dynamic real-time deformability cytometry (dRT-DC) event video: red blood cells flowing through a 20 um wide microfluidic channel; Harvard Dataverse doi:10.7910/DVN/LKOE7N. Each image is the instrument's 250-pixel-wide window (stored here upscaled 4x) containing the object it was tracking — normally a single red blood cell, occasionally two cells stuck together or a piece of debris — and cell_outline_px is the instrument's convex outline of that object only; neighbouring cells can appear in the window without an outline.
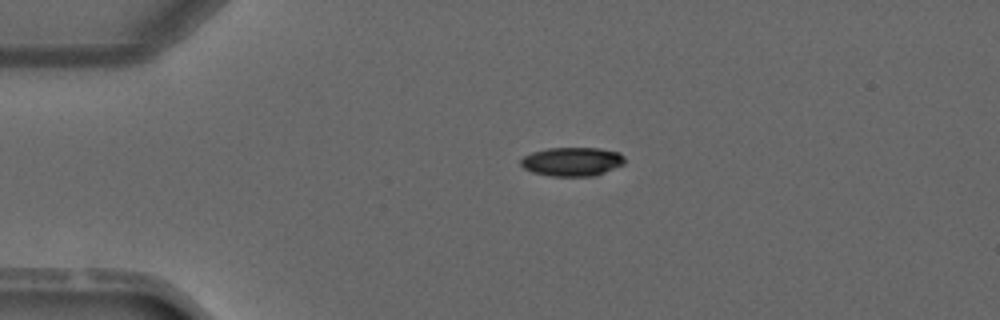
{"species": "common noctule bat (a hibernating species)", "species_latin": "Nyctalus noctula", "temperature_condition": "warm", "stored_images_in_passage": 3, "camera_frame_rate_fps": 3000, "um_per_image_px": 0.085, "animal": {"sex": "male", "forearm_length_mm": 52.5}, "frame": {"image": 1, "passage_image": 1, "time_ms": 0.0, "image_size_px": [1000, 320], "cell_outline_px": [[624, 164], [596, 176], [548, 176], [532, 172], [524, 168], [520, 164], [520, 160], [524, 156], [532, 152], [548, 148], [600, 148], [620, 152], [624, 156]], "centroid_in_image_um": [48.64, 13.74], "position_along_channel_um": 36.4, "area_um2": 17.63}}